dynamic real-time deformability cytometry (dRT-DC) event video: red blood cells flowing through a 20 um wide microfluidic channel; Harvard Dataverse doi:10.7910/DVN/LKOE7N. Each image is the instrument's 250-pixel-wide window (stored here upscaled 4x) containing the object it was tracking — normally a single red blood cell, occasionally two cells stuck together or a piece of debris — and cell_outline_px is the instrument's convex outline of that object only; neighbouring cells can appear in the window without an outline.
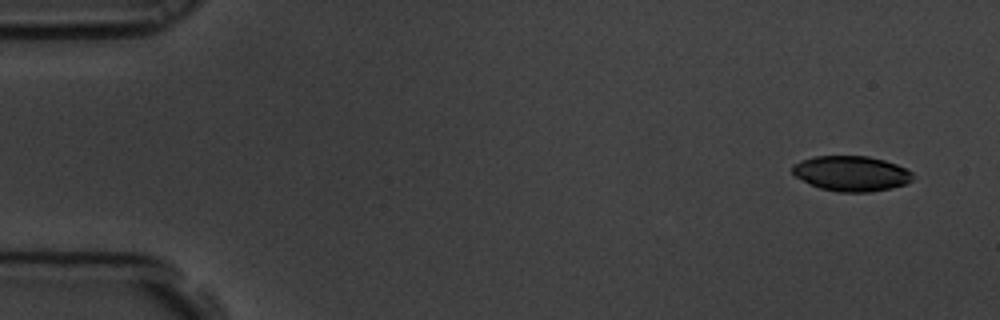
{"species": "common noctule bat (a hibernating species)", "species_latin": "Nyctalus noctula", "temperature_condition": "room temperature", "stored_images_in_passage": 16, "camera_frame_rate_fps": 3000, "um_per_image_px": 0.085, "animal": {"sex": "male", "body_mass_g": 19.5, "forearm_length_mm": 54.6}, "frame": {"image": 1, "passage_image": 1, "time_ms": 0.0, "image_size_px": [1000, 320], "cell_outline_px": [[912, 180], [908, 184], [892, 188], [868, 192], [836, 192], [820, 188], [796, 176], [792, 172], [792, 164], [800, 160], [812, 156], [868, 156], [884, 160], [896, 164], [912, 172]], "centroid_in_image_um": [72.36, 14.74], "position_along_channel_um": 12.6, "area_um2": 24.74}}
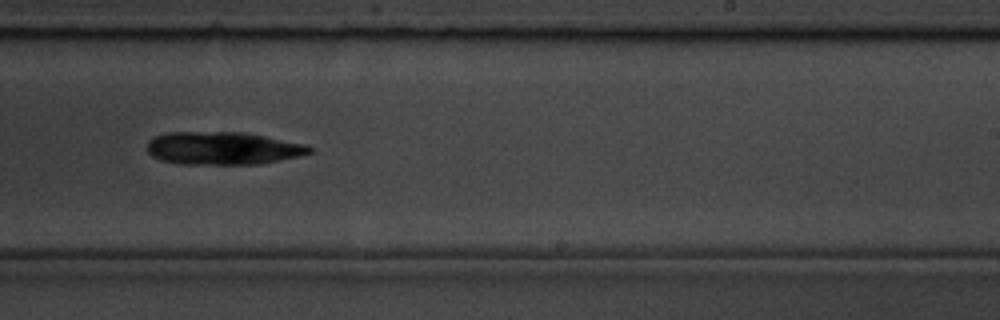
{"frame": {"image": 2, "passage_image": 10, "time_ms": 3.0, "image_size_px": [1000, 320], "cell_outline_px": [[312, 152], [300, 156], [260, 164], [180, 164], [160, 160], [152, 156], [148, 152], [148, 140], [164, 132], [244, 132], [304, 144], [312, 148]], "centroid_in_image_um": [18.91, 12.6], "position_along_channel_um": 270.1, "area_um2": 31.1}}
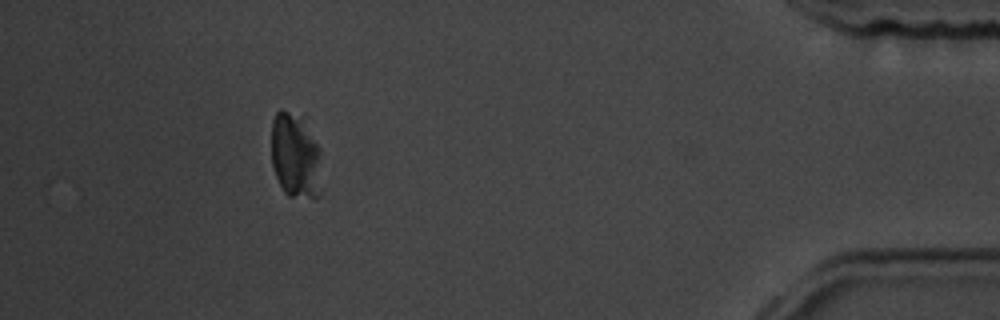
{"frame": {"image": 3, "passage_image": 15, "time_ms": 4.667, "image_size_px": [1000, 320], "cell_outline_px": [[320, 196], [316, 200], [288, 196], [284, 192], [272, 168], [272, 120], [276, 112], [280, 108], [304, 112], [320, 148]], "centroid_in_image_um": [25.14, 13.16], "position_along_channel_um": 410.1, "area_um2": 26.36}}